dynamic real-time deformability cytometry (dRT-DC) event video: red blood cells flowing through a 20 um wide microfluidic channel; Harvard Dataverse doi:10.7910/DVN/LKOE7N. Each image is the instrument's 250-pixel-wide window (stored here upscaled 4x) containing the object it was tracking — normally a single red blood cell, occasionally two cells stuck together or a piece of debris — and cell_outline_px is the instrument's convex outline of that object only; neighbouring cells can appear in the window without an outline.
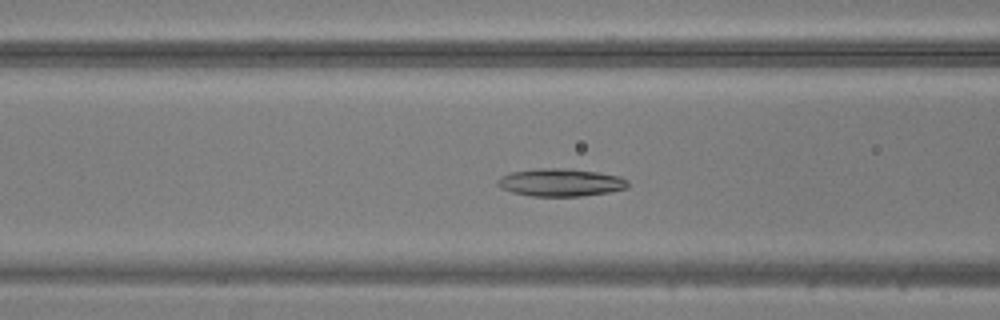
{"species": "common noctule bat (a hibernating species)", "species_latin": "Nyctalus noctula", "temperature_condition": "warm", "stored_images_in_passage": 45, "camera_frame_rate_fps": 3000, "um_per_image_px": 0.085, "animal": {"sex": "male", "body_mass_g": 20.5, "forearm_length_mm": 52.5}, "frame": {"image": 1, "passage_image": 16, "time_ms": 5.0, "image_size_px": [1000, 320], "cell_outline_px": [[628, 188], [608, 192], [580, 196], [532, 196], [512, 192], [500, 188], [496, 184], [496, 180], [500, 176], [512, 172], [540, 168], [572, 168], [620, 176], [628, 180]], "centroid_in_image_um": [47.63, 15.5], "position_along_channel_um": 119.0, "area_um2": 21.15}}
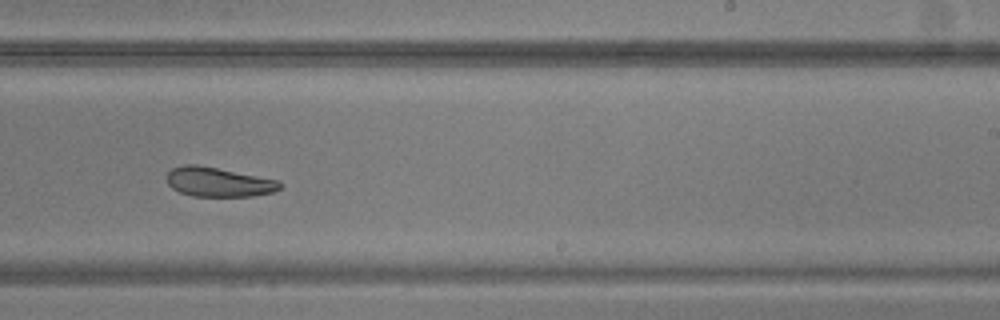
{"frame": {"image": 2, "passage_image": 27, "time_ms": 8.667, "image_size_px": [1000, 320], "cell_outline_px": [[284, 184], [280, 188], [272, 192], [252, 196], [192, 196], [180, 192], [172, 188], [168, 184], [168, 172], [172, 168], [184, 164], [196, 164], [276, 180]], "centroid_in_image_um": [18.54, 15.48], "position_along_channel_um": 270.5, "area_um2": 19.07}}
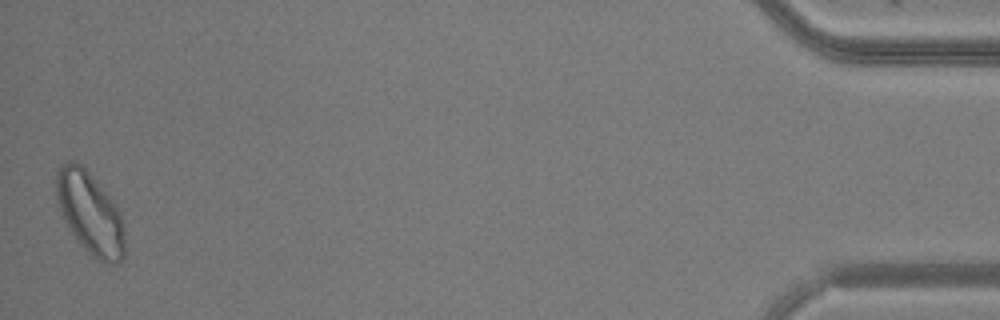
{"frame": {"image": 3, "passage_image": 45, "time_ms": 14.667, "image_size_px": [1000, 320], "cell_outline_px": [[124, 256], [120, 264], [108, 264], [96, 260], [76, 240], [56, 200], [56, 172], [60, 164], [68, 160], [72, 160], [80, 164], [88, 172], [116, 204], [120, 212], [124, 224]], "centroid_in_image_um": [7.67, 18.13], "position_along_channel_um": 427.5, "area_um2": 32.77}}